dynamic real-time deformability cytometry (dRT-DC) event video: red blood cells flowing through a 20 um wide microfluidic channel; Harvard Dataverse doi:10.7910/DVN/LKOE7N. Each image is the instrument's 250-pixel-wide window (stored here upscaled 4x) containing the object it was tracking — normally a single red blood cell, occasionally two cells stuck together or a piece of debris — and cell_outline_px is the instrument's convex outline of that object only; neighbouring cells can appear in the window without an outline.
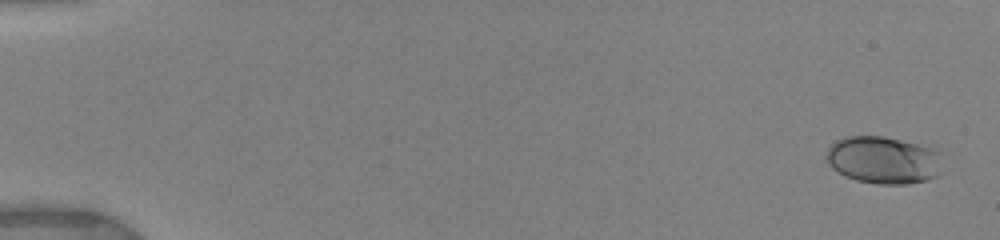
{"species": "human", "species_latin": "Homo sapiens", "temperature_condition": "warm", "stored_images_in_passage": 31, "camera_frame_rate_fps": 3000, "um_per_image_px": 0.085, "donor": {"sex": "female"}, "frame": {"image": 1, "passage_image": 1, "time_ms": 0.0, "image_size_px": [1000, 240], "cell_outline_px": [[940, 152], [936, 176], [928, 180], [908, 184], [880, 184], [856, 180], [832, 168], [824, 156], [828, 148], [836, 140], [844, 136], [884, 136], [920, 144], [932, 148]], "centroid_in_image_um": [75.05, 13.58], "position_along_channel_um": 10.0, "area_um2": 31.91}}
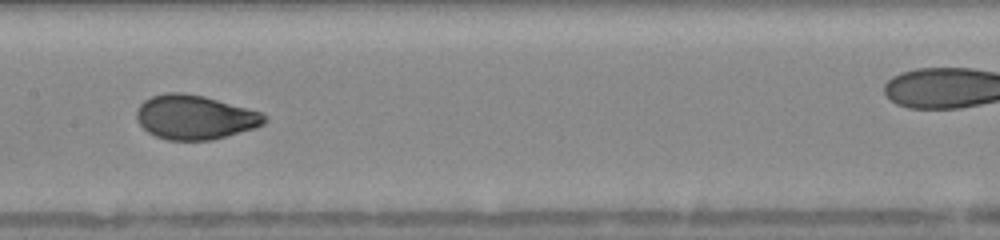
{"frame": {"image": 2, "passage_image": 22, "time_ms": 8.667, "image_size_px": [1000, 240], "cell_outline_px": [[268, 120], [264, 124], [256, 128], [212, 140], [168, 140], [156, 136], [148, 132], [140, 124], [136, 116], [136, 112], [140, 104], [144, 100], [152, 96], [164, 92], [184, 92], [204, 96], [264, 112], [268, 116]], "centroid_in_image_um": [16.61, 9.95], "position_along_channel_um": 190.8, "area_um2": 33.35}}
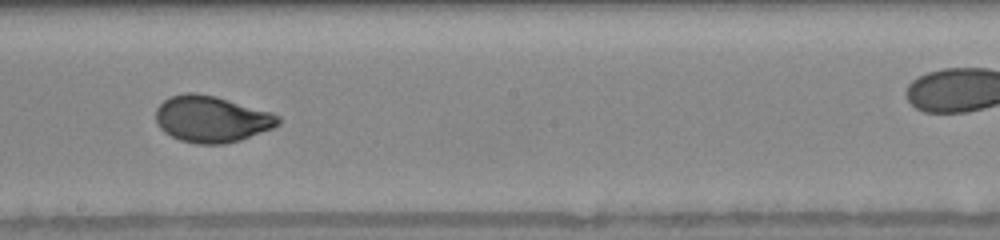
{"frame": {"image": 3, "passage_image": 24, "time_ms": 9.667, "image_size_px": [1000, 240], "cell_outline_px": [[280, 124], [272, 128], [240, 140], [224, 144], [196, 144], [180, 140], [164, 132], [156, 124], [156, 108], [164, 100], [172, 96], [184, 92], [196, 92], [216, 96], [272, 112], [280, 116]], "centroid_in_image_um": [17.98, 10.11], "position_along_channel_um": 230.2, "area_um2": 33.29}}